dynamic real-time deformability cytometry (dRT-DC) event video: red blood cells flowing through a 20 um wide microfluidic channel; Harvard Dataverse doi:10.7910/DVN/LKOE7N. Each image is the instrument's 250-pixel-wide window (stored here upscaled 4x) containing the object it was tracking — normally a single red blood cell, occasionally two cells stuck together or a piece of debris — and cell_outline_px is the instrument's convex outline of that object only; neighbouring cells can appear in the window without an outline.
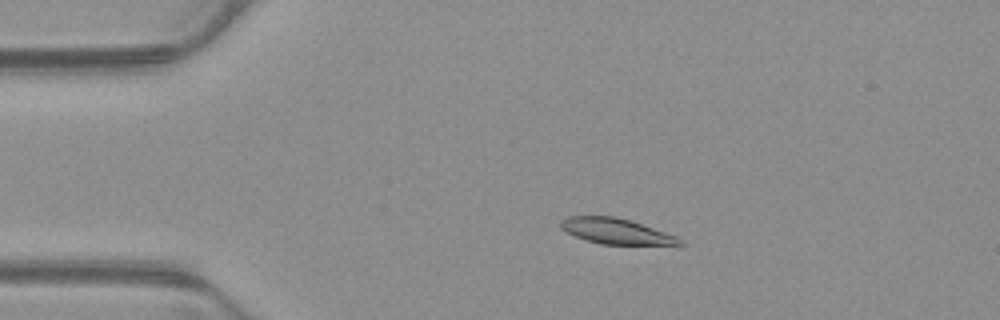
{"species": "common noctule bat (a hibernating species)", "species_latin": "Nyctalus noctula", "temperature_condition": "warm", "stored_images_in_passage": 55, "camera_frame_rate_fps": 3000, "um_per_image_px": 0.085, "animal": {"sex": "male", "body_mass_g": 23.1, "forearm_length_mm": 52.7}, "frame": {"image": 1, "passage_image": 11, "time_ms": 3.333, "image_size_px": [1000, 320], "cell_outline_px": [[684, 244], [600, 244], [584, 240], [560, 228], [560, 220], [568, 216], [616, 216], [632, 220], [676, 236], [684, 240]], "centroid_in_image_um": [52.34, 19.64], "position_along_channel_um": 32.7, "area_um2": 17.69}}
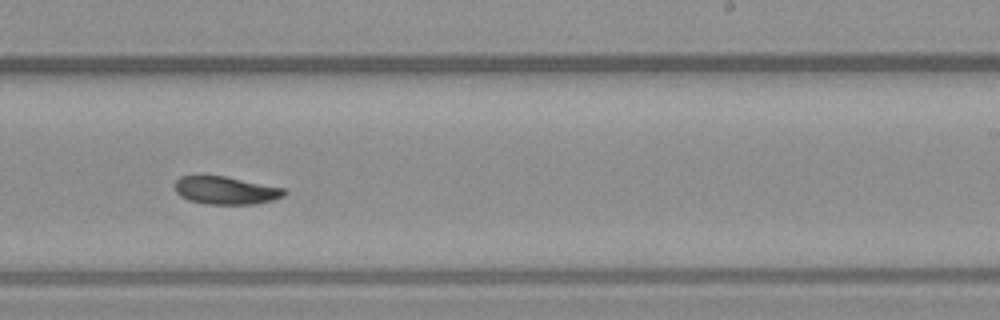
{"frame": {"image": 2, "passage_image": 33, "time_ms": 10.667, "image_size_px": [1000, 320], "cell_outline_px": [[288, 192], [284, 196], [272, 200], [256, 204], [208, 204], [188, 200], [180, 196], [176, 192], [176, 180], [180, 176], [224, 176], [284, 188]], "centroid_in_image_um": [19.21, 16.19], "position_along_channel_um": 269.8, "area_um2": 17.63}}
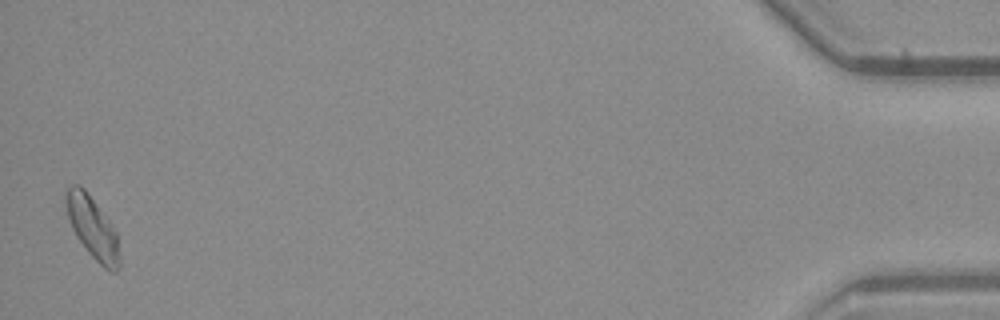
{"frame": {"image": 3, "passage_image": 53, "time_ms": 17.333, "image_size_px": [1000, 320], "cell_outline_px": [[120, 268], [116, 272], [112, 272], [104, 268], [88, 252], [76, 236], [72, 228], [68, 216], [64, 200], [64, 196], [68, 188], [72, 184], [80, 184], [84, 188], [116, 232], [120, 256]], "centroid_in_image_um": [7.85, 19.37], "position_along_channel_um": 427.3, "area_um2": 19.07}}